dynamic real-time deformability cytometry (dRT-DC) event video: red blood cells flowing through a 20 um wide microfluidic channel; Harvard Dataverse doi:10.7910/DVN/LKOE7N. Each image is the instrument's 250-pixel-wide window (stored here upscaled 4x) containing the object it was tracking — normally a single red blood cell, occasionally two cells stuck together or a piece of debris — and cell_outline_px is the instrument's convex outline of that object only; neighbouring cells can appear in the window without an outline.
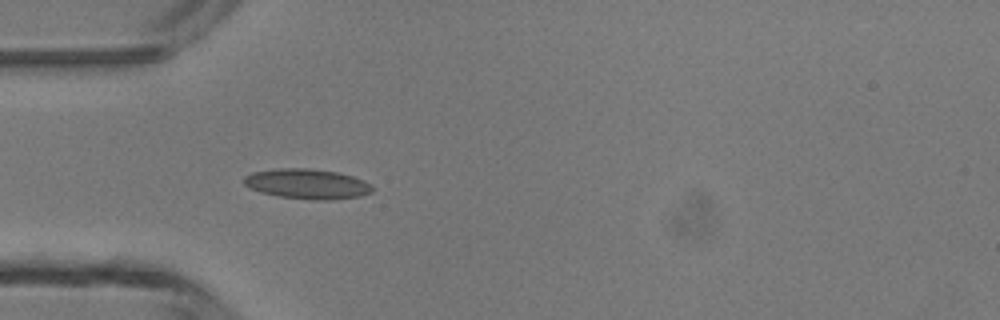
{"species": "common noctule bat (a hibernating species)", "species_latin": "Nyctalus noctula", "temperature_condition": "room temperature", "stored_images_in_passage": 46, "camera_frame_rate_fps": 3000, "um_per_image_px": 0.085, "animal": {"sex": "male", "body_mass_g": 13.3}, "frame": {"image": 1, "passage_image": 13, "time_ms": 4.0, "image_size_px": [1000, 320], "cell_outline_px": [[372, 192], [360, 196], [328, 200], [316, 200], [276, 196], [260, 192], [244, 184], [244, 176], [252, 172], [276, 168], [308, 168], [336, 172], [352, 176], [364, 180], [372, 184]], "centroid_in_image_um": [26.11, 15.63], "position_along_channel_um": 58.9, "area_um2": 22.48}}
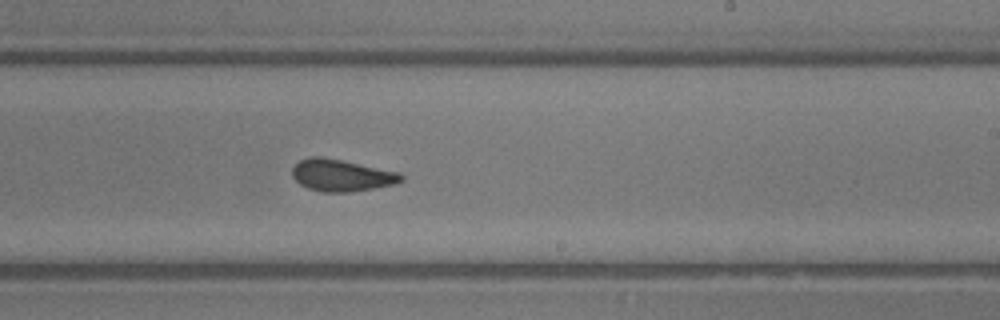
{"frame": {"image": 2, "passage_image": 27, "time_ms": 8.667, "image_size_px": [1000, 320], "cell_outline_px": [[404, 180], [396, 184], [348, 192], [320, 192], [308, 188], [300, 184], [292, 176], [292, 168], [300, 160], [308, 156], [320, 156], [400, 172], [404, 176]], "centroid_in_image_um": [29.02, 14.9], "position_along_channel_um": 260.0, "area_um2": 20.23}}
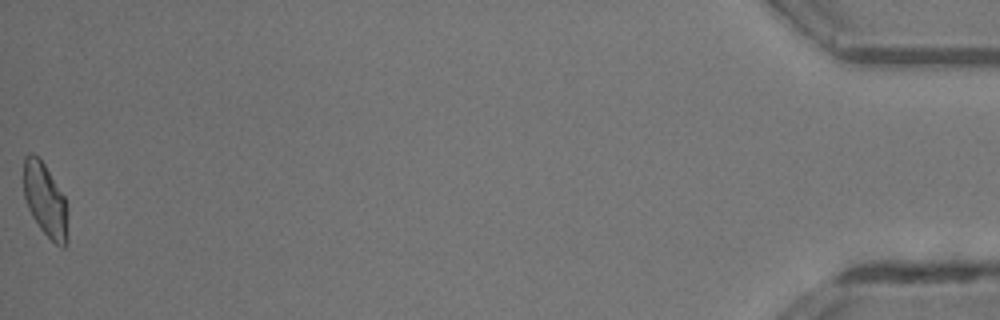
{"frame": {"image": 3, "passage_image": 46, "time_ms": 15.0, "image_size_px": [1000, 320], "cell_outline_px": [[68, 244], [64, 248], [60, 248], [40, 228], [32, 216], [28, 208], [24, 196], [24, 156], [28, 152], [32, 152], [44, 164], [64, 196], [68, 208]], "centroid_in_image_um": [3.87, 17.05], "position_along_channel_um": 431.3, "area_um2": 19.07}, "authors_computed_cell_mechanics": {"area_um2": 20.2878, "velocity_mm_per_s": 4.3638, "shape_relaxation_time_tau1_ms": 5.2176, "shape_relaxation_time_tau2_ms": 1.1024, "deformation_change_tau1": 0.1401, "deformation_change_tau2": 0.0616}}